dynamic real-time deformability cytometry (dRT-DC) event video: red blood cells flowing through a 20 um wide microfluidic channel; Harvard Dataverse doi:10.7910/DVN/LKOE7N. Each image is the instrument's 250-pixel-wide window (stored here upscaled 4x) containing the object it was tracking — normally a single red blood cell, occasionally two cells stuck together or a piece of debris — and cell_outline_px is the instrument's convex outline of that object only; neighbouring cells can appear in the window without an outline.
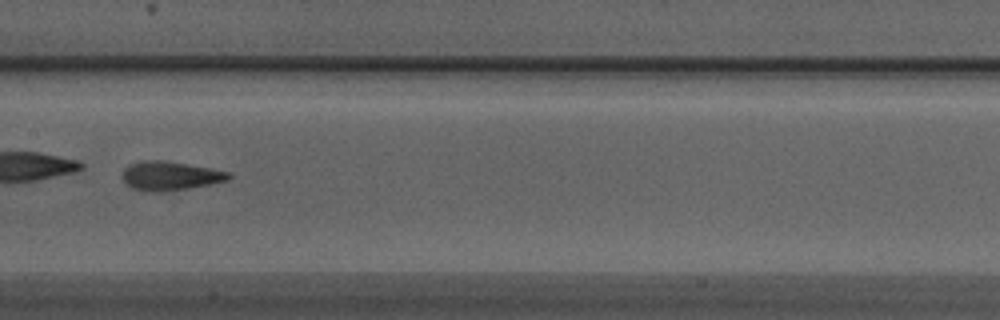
{"species": "Egyptian fruit bat (a non-hibernating species)", "species_latin": "Rousettus aegyptiacus", "temperature_condition": "warm", "stored_images_in_passage": 35, "camera_frame_rate_fps": 3000, "um_per_image_px": 0.085, "animal": {"sex": "male"}, "frame": {"image": 1, "passage_image": 11, "time_ms": 3.333, "image_size_px": [1000, 320], "cell_outline_px": [[232, 176], [228, 180], [188, 188], [156, 192], [152, 192], [132, 188], [124, 180], [124, 168], [128, 164], [144, 160], [164, 160], [212, 168], [228, 172]], "centroid_in_image_um": [14.46, 14.93], "position_along_channel_um": 192.9, "area_um2": 17.69}}
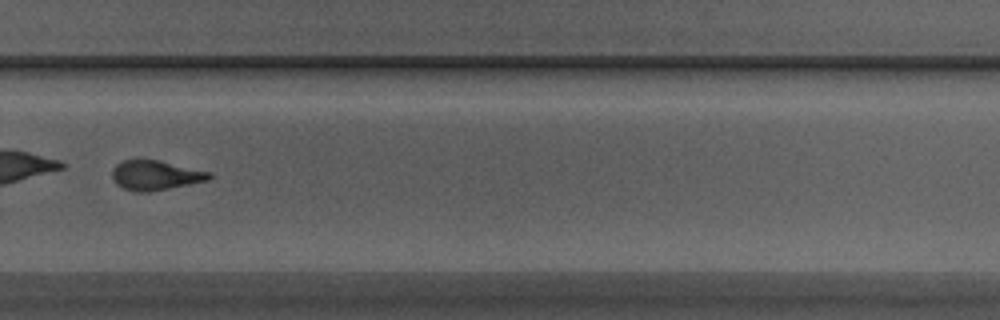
{"frame": {"image": 2, "passage_image": 20, "time_ms": 6.333, "image_size_px": [1000, 320], "cell_outline_px": [[212, 176], [208, 180], [148, 192], [136, 192], [124, 188], [116, 184], [112, 176], [112, 168], [116, 164], [124, 160], [160, 160], [212, 172]], "centroid_in_image_um": [13.21, 14.89], "position_along_channel_um": 316.6, "area_um2": 16.7}, "authors_computed_cell_mechanics": {"area_um2": 17.629, "velocity_mm_per_s": 4.1394, "shape_relaxation_time_tau1_ms": 8.5964, "shape_relaxation_time_tau2_ms": 2.0422, "deformation_change_tau1": 0.2436, "deformation_change_tau2": 0.1076}}